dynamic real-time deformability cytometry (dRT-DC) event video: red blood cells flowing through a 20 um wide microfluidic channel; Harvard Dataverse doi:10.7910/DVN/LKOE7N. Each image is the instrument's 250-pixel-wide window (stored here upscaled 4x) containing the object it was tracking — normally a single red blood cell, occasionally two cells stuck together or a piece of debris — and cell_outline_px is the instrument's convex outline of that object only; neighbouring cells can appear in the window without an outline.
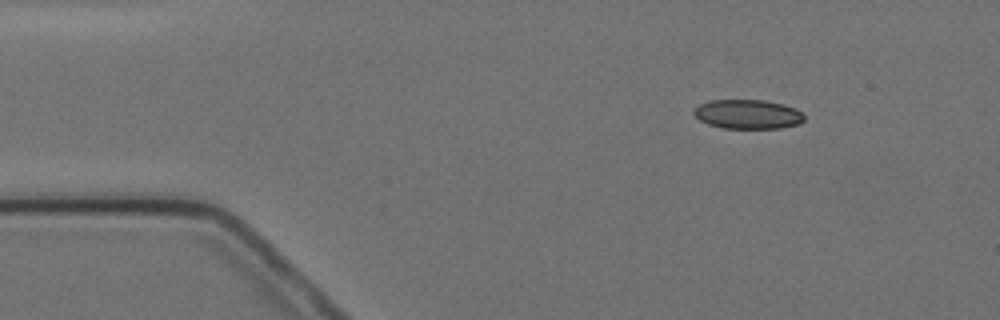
{"species": "Egyptian fruit bat (a non-hibernating species)", "species_latin": "Rousettus aegyptiacus", "temperature_condition": "cold", "stored_images_in_passage": 3, "camera_frame_rate_fps": 3000, "um_per_image_px": 0.085, "animal": {"sex": "female"}, "frame": {"image": 1, "passage_image": 3, "time_ms": 3.0, "image_size_px": [1000, 320], "cell_outline_px": [[804, 120], [800, 124], [780, 128], [724, 128], [708, 124], [700, 120], [692, 112], [700, 104], [712, 100], [764, 100], [784, 104], [796, 108], [804, 116]], "centroid_in_image_um": [63.59, 9.71], "position_along_channel_um": 21.4, "area_um2": 18.79}}